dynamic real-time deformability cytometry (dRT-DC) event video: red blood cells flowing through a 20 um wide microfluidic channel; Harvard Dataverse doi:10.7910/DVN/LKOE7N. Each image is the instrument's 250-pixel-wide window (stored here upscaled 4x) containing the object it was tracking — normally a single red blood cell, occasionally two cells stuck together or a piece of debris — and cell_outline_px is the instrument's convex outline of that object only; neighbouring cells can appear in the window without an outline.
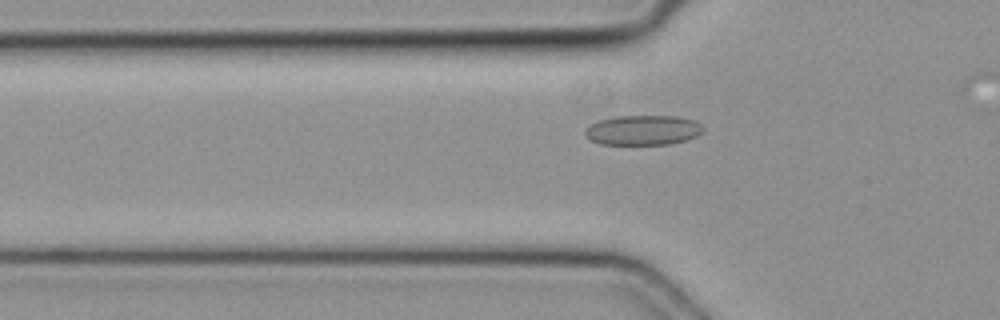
{"species": "common noctule bat (a hibernating species)", "species_latin": "Nyctalus noctula", "temperature_condition": "cold", "stored_images_in_passage": 30, "camera_frame_rate_fps": 3000, "um_per_image_px": 0.085, "animal": {"sex": "female", "body_mass_g": 19.3, "forearm_length_mm": 54.1}, "frame": {"image": 1, "passage_image": 7, "time_ms": 2.0, "image_size_px": [1000, 320], "cell_outline_px": [[704, 128], [696, 136], [684, 140], [668, 144], [600, 144], [592, 140], [584, 132], [584, 128], [600, 120], [616, 116], [676, 116], [692, 120], [700, 124]], "centroid_in_image_um": [54.63, 11.06], "position_along_channel_um": 71.2, "area_um2": 20.23}}
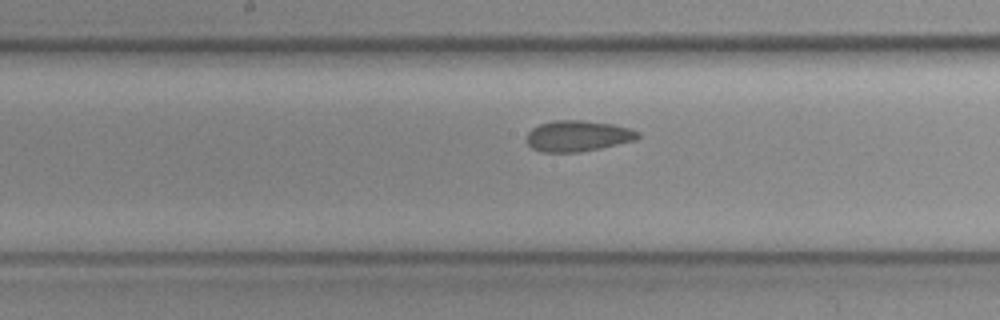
{"frame": {"image": 2, "passage_image": 16, "time_ms": 5.0, "image_size_px": [1000, 320], "cell_outline_px": [[640, 136], [636, 140], [600, 148], [580, 152], [540, 152], [532, 148], [528, 144], [528, 132], [532, 128], [540, 124], [552, 120], [580, 120], [612, 124], [628, 128], [640, 132]], "centroid_in_image_um": [49.11, 11.56], "position_along_channel_um": 199.1, "area_um2": 20.0}}
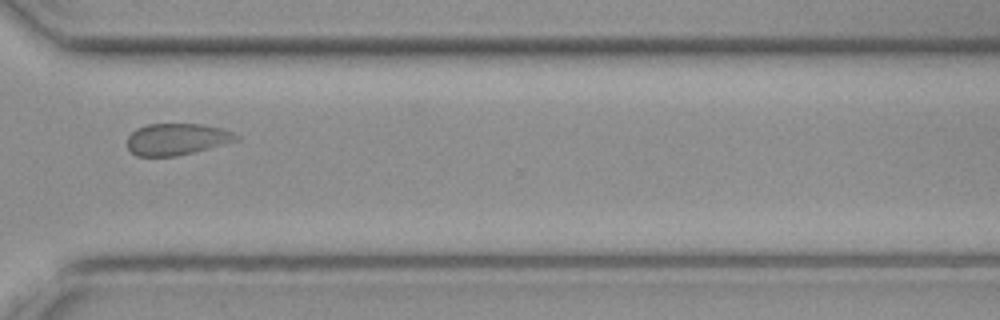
{"frame": {"image": 3, "passage_image": 27, "time_ms": 8.667, "image_size_px": [1000, 320], "cell_outline_px": [[240, 140], [176, 156], [136, 156], [128, 148], [128, 136], [136, 128], [148, 124], [200, 124], [220, 128], [232, 132], [240, 136]], "centroid_in_image_um": [15.02, 11.83], "position_along_channel_um": 355.6, "area_um2": 19.94}}